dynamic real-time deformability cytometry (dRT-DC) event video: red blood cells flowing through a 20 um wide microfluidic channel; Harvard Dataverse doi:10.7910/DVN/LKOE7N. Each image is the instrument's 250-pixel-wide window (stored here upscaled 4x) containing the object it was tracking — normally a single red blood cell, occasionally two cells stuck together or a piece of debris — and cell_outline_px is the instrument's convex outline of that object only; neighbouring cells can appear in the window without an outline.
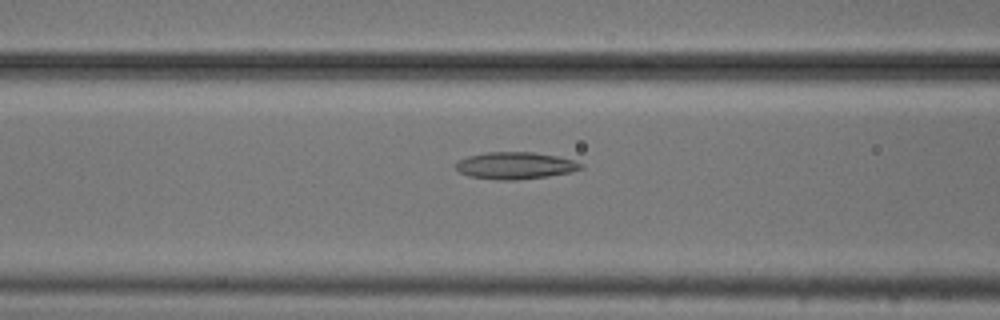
{"species": "common noctule bat (a hibernating species)", "species_latin": "Nyctalus noctula", "temperature_condition": "cold", "stored_images_in_passage": 53, "camera_frame_rate_fps": 3000, "um_per_image_px": 0.085, "animal": {"sex": "male", "body_mass_g": 20.5, "forearm_length_mm": 52.5}, "frame": {"image": 1, "passage_image": 21, "time_ms": 6.667, "image_size_px": [1000, 320], "cell_outline_px": [[584, 168], [572, 172], [548, 176], [516, 180], [496, 180], [468, 176], [460, 172], [456, 168], [456, 164], [460, 160], [468, 156], [488, 152], [532, 152], [556, 156], [572, 160], [584, 164]], "centroid_in_image_um": [43.82, 14.08], "position_along_channel_um": 122.8, "area_um2": 19.65}}
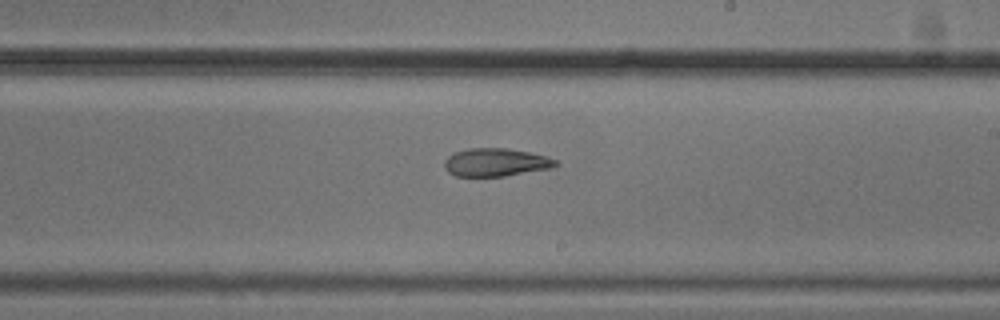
{"frame": {"image": 2, "passage_image": 31, "time_ms": 10.0, "image_size_px": [1000, 320], "cell_outline_px": [[560, 164], [548, 168], [504, 176], [456, 176], [448, 172], [444, 168], [444, 160], [452, 152], [468, 148], [508, 148], [528, 152], [544, 156], [556, 160]], "centroid_in_image_um": [42.07, 13.79], "position_along_channel_um": 246.9, "area_um2": 18.09}}
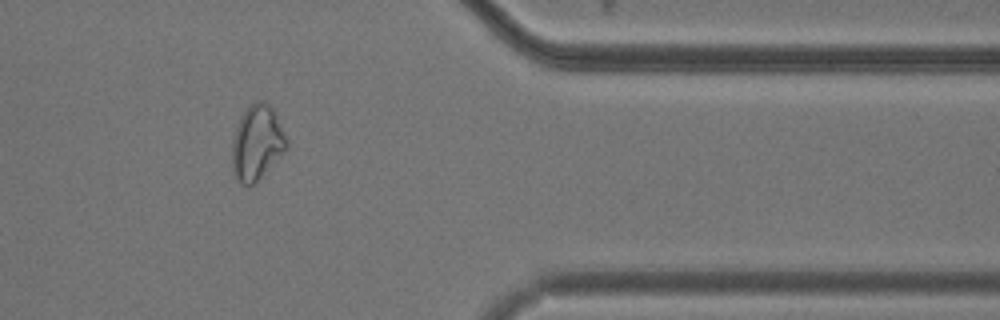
{"frame": {"image": 3, "passage_image": 44, "time_ms": 14.333, "image_size_px": [1000, 320], "cell_outline_px": [[288, 148], [256, 184], [244, 184], [236, 180], [232, 172], [232, 140], [236, 128], [248, 104], [256, 100], [264, 100], [272, 108], [288, 140]], "centroid_in_image_um": [21.84, 12.15], "position_along_channel_um": 389.6, "area_um2": 23.99}, "authors_computed_cell_mechanics": {"area_um2": 21.7328, "velocity_mm_per_s": 3.7247, "shape_relaxation_time_tau1_ms": null, "shape_relaxation_time_tau2_ms": 8.6068, "deformation_change_tau1": null, "deformation_change_tau2": 0.1742}}